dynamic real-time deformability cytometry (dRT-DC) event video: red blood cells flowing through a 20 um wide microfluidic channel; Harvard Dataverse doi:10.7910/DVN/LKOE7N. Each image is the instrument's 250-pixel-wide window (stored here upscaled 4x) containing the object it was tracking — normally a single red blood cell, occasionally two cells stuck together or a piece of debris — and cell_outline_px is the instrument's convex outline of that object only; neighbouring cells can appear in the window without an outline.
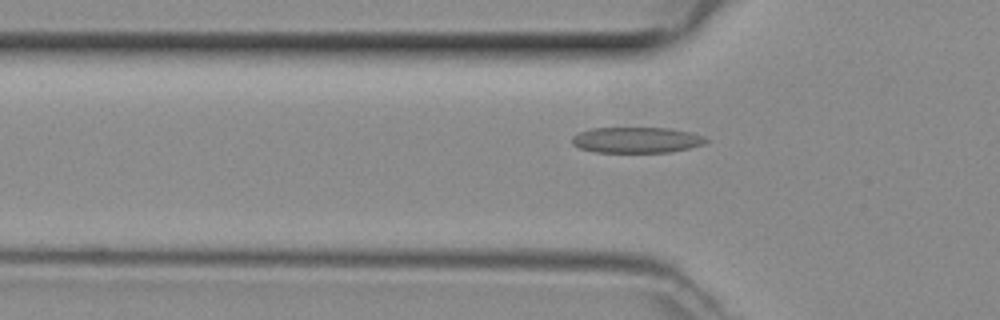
{"species": "common noctule bat (a hibernating species)", "species_latin": "Nyctalus noctula", "temperature_condition": "room temperature", "stored_images_in_passage": 36, "camera_frame_rate_fps": 3000, "um_per_image_px": 0.085, "animal": {"sex": "female", "body_mass_g": 29.2, "forearm_length_mm": 56.3}, "frame": {"image": 1, "passage_image": 3, "time_ms": 0.667, "image_size_px": [1000, 320], "cell_outline_px": [[708, 140], [704, 144], [688, 148], [668, 152], [596, 152], [580, 148], [572, 144], [572, 136], [580, 132], [592, 128], [668, 128], [692, 132], [704, 136]], "centroid_in_image_um": [54.11, 11.89], "position_along_channel_um": 71.7, "area_um2": 20.06}}
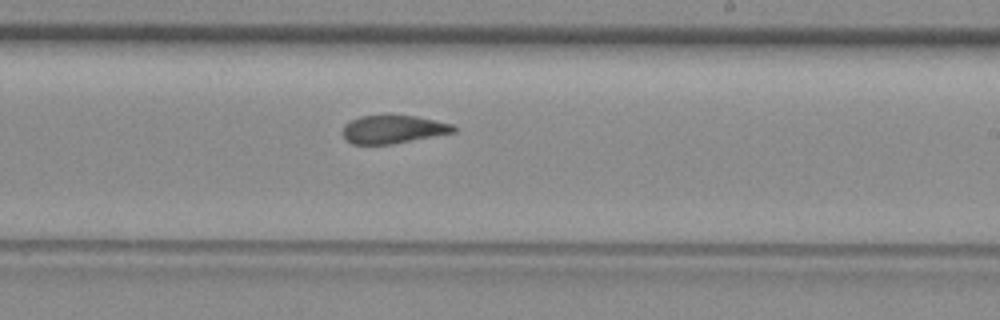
{"frame": {"image": 2, "passage_image": 16, "time_ms": 5.0, "image_size_px": [1000, 320], "cell_outline_px": [[456, 132], [392, 144], [352, 144], [344, 136], [344, 124], [360, 116], [416, 116], [452, 124], [456, 128]], "centroid_in_image_um": [33.44, 11.0], "position_along_channel_um": 255.6, "area_um2": 17.86}}
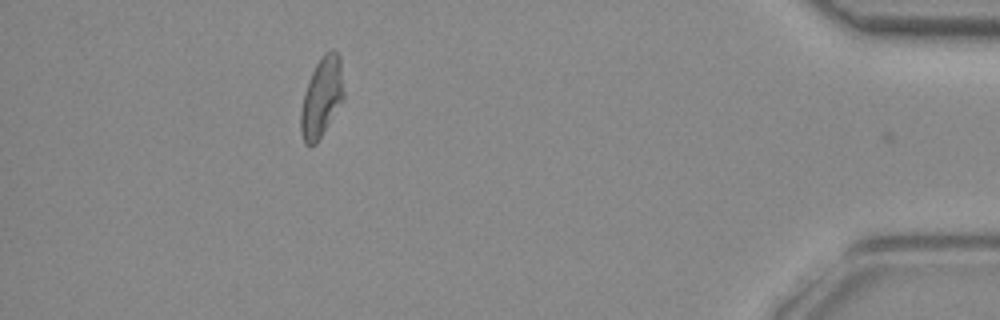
{"frame": {"image": 3, "passage_image": 31, "time_ms": 10.0, "image_size_px": [1000, 320], "cell_outline_px": [[344, 100], [316, 144], [304, 144], [300, 132], [300, 112], [304, 92], [312, 72], [320, 56], [324, 52], [332, 48], [340, 56], [344, 96]], "centroid_in_image_um": [27.34, 8.25], "position_along_channel_um": 407.9, "area_um2": 20.11}}